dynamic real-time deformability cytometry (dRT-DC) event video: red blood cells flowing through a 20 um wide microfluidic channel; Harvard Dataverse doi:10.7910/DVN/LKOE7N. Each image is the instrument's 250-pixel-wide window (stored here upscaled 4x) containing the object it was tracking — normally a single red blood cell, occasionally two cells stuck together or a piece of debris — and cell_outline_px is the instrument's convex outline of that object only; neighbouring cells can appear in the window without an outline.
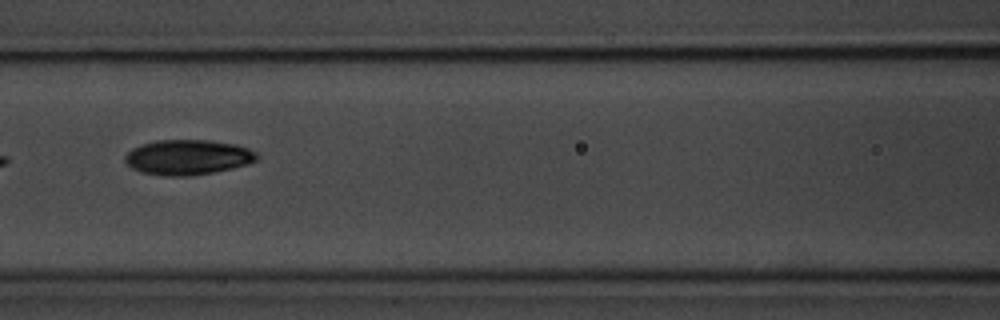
{"species": "common noctule bat (a hibernating species)", "species_latin": "Nyctalus noctula", "temperature_condition": "room temperature", "stored_images_in_passage": 9, "camera_frame_rate_fps": 3000, "um_per_image_px": 0.085, "animal": {"sex": "male", "body_mass_g": 20.1, "forearm_length_mm": 53.5}, "frame": {"image": 1, "passage_image": 7, "time_ms": 6.667, "image_size_px": [1000, 320], "cell_outline_px": [[260, 156], [256, 160], [232, 168], [212, 172], [188, 176], [164, 176], [140, 172], [132, 168], [124, 160], [124, 156], [132, 148], [140, 144], [156, 140], [208, 140], [236, 144], [248, 148], [256, 152]], "centroid_in_image_um": [15.93, 13.36], "position_along_channel_um": 150.7, "area_um2": 26.99}}
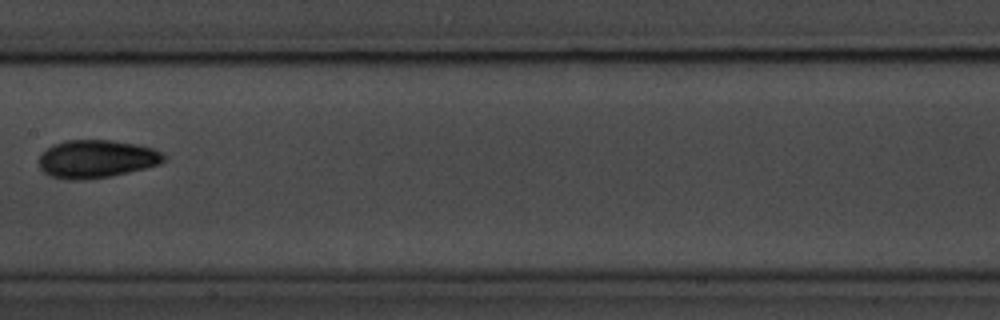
{"frame": {"image": 2, "passage_image": 8, "time_ms": 8.0, "image_size_px": [1000, 320], "cell_outline_px": [[168, 156], [160, 164], [128, 172], [108, 176], [80, 180], [68, 180], [52, 176], [44, 172], [40, 168], [40, 156], [52, 144], [64, 140], [112, 140], [136, 144], [152, 148], [164, 152]], "centroid_in_image_um": [8.23, 13.49], "position_along_channel_um": 199.2, "area_um2": 27.57}}